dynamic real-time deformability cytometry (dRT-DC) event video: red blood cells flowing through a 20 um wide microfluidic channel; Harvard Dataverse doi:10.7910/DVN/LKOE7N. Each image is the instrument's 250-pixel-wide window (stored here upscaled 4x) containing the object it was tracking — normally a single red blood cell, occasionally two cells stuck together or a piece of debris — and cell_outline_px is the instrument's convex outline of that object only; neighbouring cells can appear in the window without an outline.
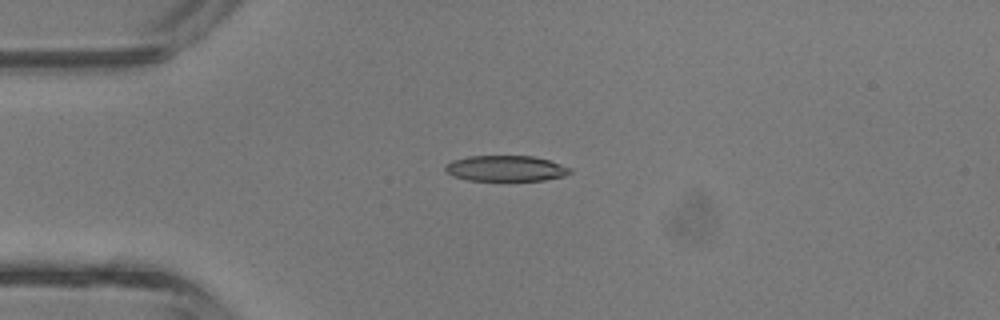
{"species": "common noctule bat (a hibernating species)", "species_latin": "Nyctalus noctula", "temperature_condition": "room temperature", "stored_images_in_passage": 4, "camera_frame_rate_fps": 3000, "um_per_image_px": 0.085, "animal": {"sex": "male", "body_mass_g": 13.3}, "frame": {"image": 1, "passage_image": 3, "time_ms": 0.667, "image_size_px": [1000, 320], "cell_outline_px": [[572, 172], [564, 176], [544, 180], [468, 180], [452, 176], [444, 168], [452, 160], [468, 156], [532, 156], [548, 160], [572, 168]], "centroid_in_image_um": [43.0, 14.31], "position_along_channel_um": 42.0, "area_um2": 18.55}}